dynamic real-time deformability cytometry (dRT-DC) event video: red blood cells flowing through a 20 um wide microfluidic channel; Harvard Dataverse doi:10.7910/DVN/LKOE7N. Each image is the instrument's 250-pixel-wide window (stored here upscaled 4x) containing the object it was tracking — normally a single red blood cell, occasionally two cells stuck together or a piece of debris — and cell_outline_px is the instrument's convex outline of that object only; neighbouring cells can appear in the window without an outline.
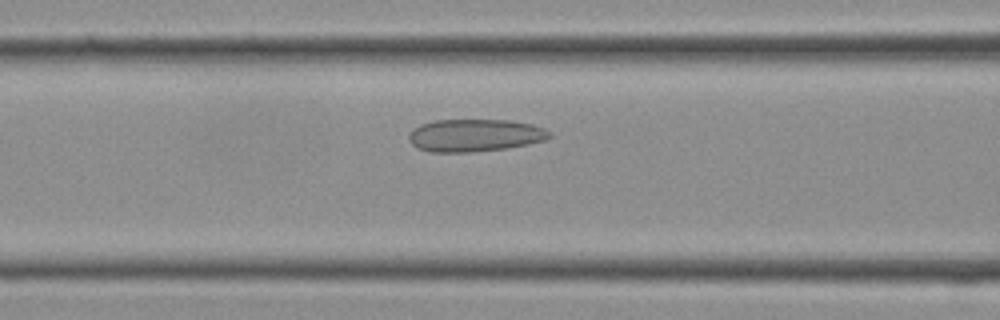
{"species": "Egyptian fruit bat (a non-hibernating species)", "species_latin": "Rousettus aegyptiacus", "temperature_condition": "cold", "stored_images_in_passage": 17, "camera_frame_rate_fps": 3000, "um_per_image_px": 0.085, "frame": {"image": 1, "passage_image": 9, "time_ms": 2.667, "image_size_px": [1000, 320], "cell_outline_px": [[552, 136], [544, 140], [528, 144], [504, 148], [472, 152], [428, 152], [416, 148], [408, 140], [408, 136], [420, 124], [436, 120], [508, 120], [532, 124], [544, 128]], "centroid_in_image_um": [40.33, 11.51], "position_along_channel_um": 126.3, "area_um2": 26.53}}
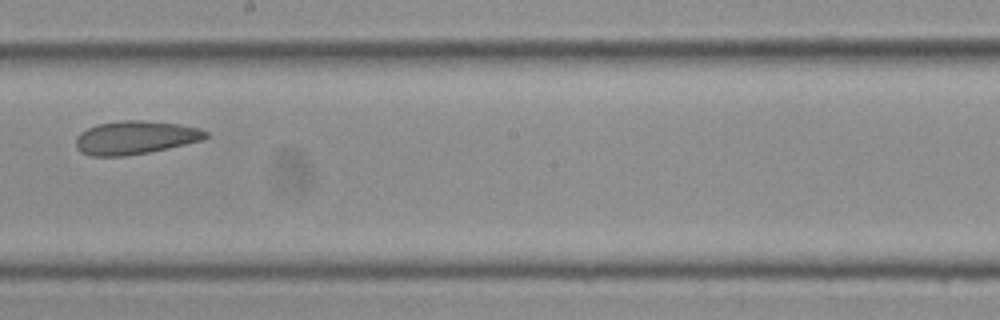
{"frame": {"image": 2, "passage_image": 14, "time_ms": 4.333, "image_size_px": [1000, 320], "cell_outline_px": [[208, 136], [204, 140], [148, 152], [124, 156], [88, 156], [80, 152], [76, 148], [76, 136], [80, 132], [96, 124], [120, 120], [140, 120], [180, 124], [200, 128], [208, 132]], "centroid_in_image_um": [11.48, 11.69], "position_along_channel_um": 236.7, "area_um2": 25.43}}
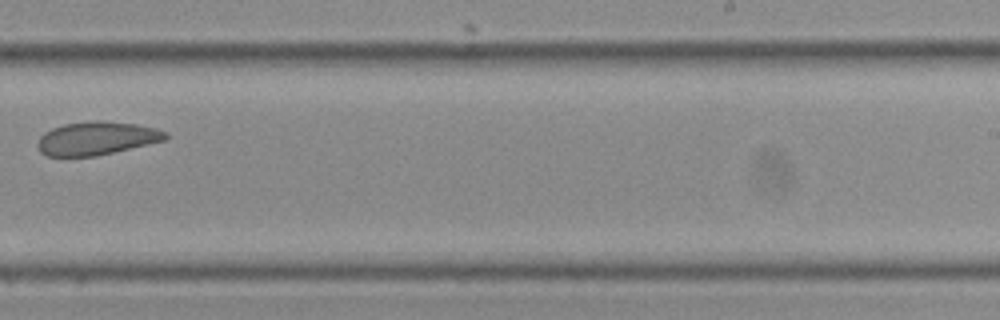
{"frame": {"image": 3, "passage_image": 16, "time_ms": 5.0, "image_size_px": [1000, 320], "cell_outline_px": [[168, 140], [96, 156], [48, 156], [40, 152], [36, 144], [40, 136], [44, 132], [52, 128], [64, 124], [136, 124], [156, 128], [168, 132]], "centroid_in_image_um": [8.23, 11.81], "position_along_channel_um": 280.8, "area_um2": 23.93}}